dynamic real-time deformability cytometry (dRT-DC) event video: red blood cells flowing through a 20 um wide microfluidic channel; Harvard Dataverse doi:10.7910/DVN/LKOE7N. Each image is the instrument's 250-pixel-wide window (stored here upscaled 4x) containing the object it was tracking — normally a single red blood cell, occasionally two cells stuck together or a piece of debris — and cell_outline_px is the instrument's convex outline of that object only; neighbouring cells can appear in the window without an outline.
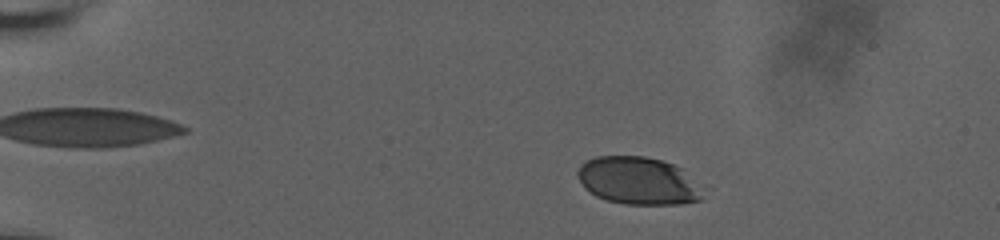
{"species": "human", "species_latin": "Homo sapiens", "temperature_condition": "room temperature", "stored_images_in_passage": 12, "camera_frame_rate_fps": 3000, "um_per_image_px": 0.085, "donor": {"sex": "male"}, "frame": {"image": 1, "passage_image": 4, "time_ms": 2.0, "image_size_px": [1000, 240], "cell_outline_px": [[704, 192], [700, 200], [680, 204], [624, 204], [608, 200], [596, 196], [584, 188], [576, 176], [576, 172], [580, 164], [596, 156], [644, 156], [660, 160], [672, 164], [680, 168]], "centroid_in_image_um": [54.18, 15.37], "position_along_channel_um": 30.8, "area_um2": 34.51}}
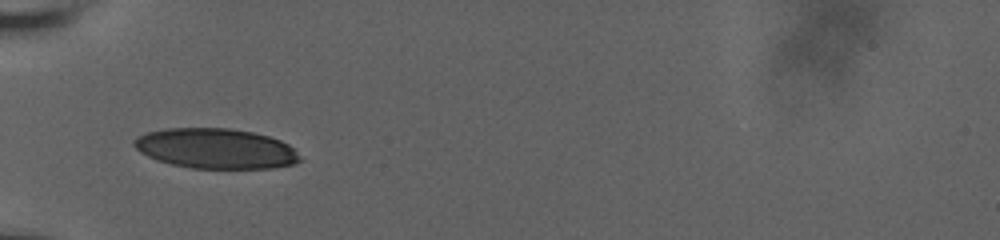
{"frame": {"image": 2, "passage_image": 9, "time_ms": 5.333, "image_size_px": [1000, 240], "cell_outline_px": [[300, 160], [292, 164], [272, 168], [192, 168], [172, 164], [156, 160], [140, 152], [132, 144], [132, 140], [136, 136], [148, 132], [168, 128], [228, 128], [252, 132], [268, 136], [280, 140], [288, 144], [296, 152]], "centroid_in_image_um": [18.29, 12.62], "position_along_channel_um": 66.7, "area_um2": 38.61}}
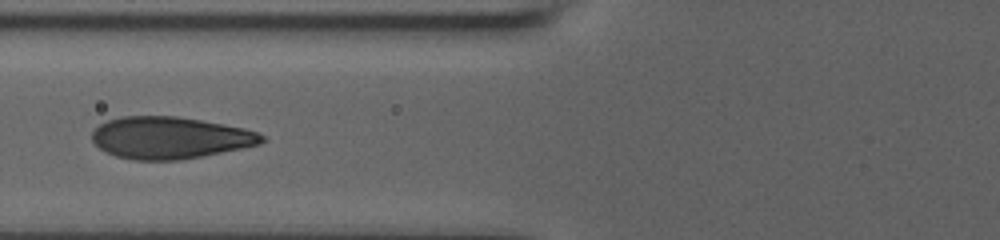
{"frame": {"image": 3, "passage_image": 11, "time_ms": 6.667, "image_size_px": [1000, 240], "cell_outline_px": [[268, 140], [260, 144], [180, 160], [132, 160], [116, 156], [104, 152], [92, 140], [92, 132], [100, 124], [108, 120], [120, 116], [176, 116], [224, 124], [244, 128], [256, 132], [264, 136]], "centroid_in_image_um": [14.42, 11.71], "position_along_channel_um": 111.4, "area_um2": 41.38}}